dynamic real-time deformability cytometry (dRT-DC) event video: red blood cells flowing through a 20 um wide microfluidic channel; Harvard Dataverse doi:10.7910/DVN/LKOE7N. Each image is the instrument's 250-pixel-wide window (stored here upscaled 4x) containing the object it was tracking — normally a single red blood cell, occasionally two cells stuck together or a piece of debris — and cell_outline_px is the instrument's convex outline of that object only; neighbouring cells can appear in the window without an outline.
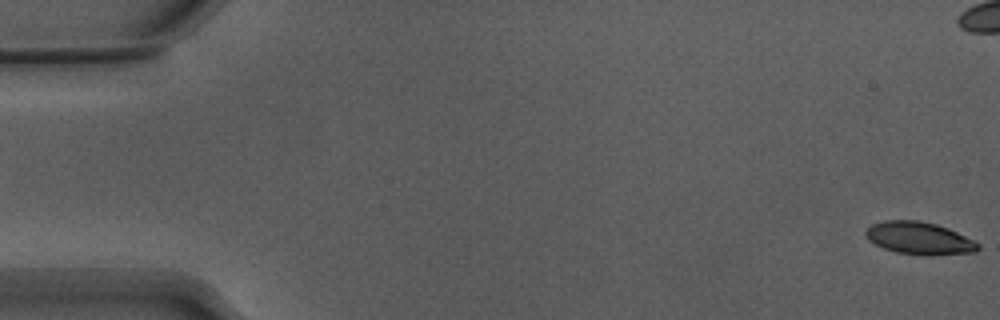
{"species": "Egyptian fruit bat (a non-hibernating species)", "species_latin": "Rousettus aegyptiacus", "temperature_condition": "warm", "stored_images_in_passage": 55, "camera_frame_rate_fps": 3000, "um_per_image_px": 0.085, "animal": {"sex": "male"}, "frame": {"image": 1, "passage_image": 1, "time_ms": 0.0, "image_size_px": [1000, 320], "cell_outline_px": [[980, 248], [976, 252], [928, 256], [924, 256], [896, 252], [884, 248], [868, 240], [864, 232], [872, 224], [884, 220], [916, 220], [936, 224], [948, 228], [976, 240], [980, 244]], "centroid_in_image_um": [78.18, 20.26], "position_along_channel_um": 6.8, "area_um2": 21.5}}
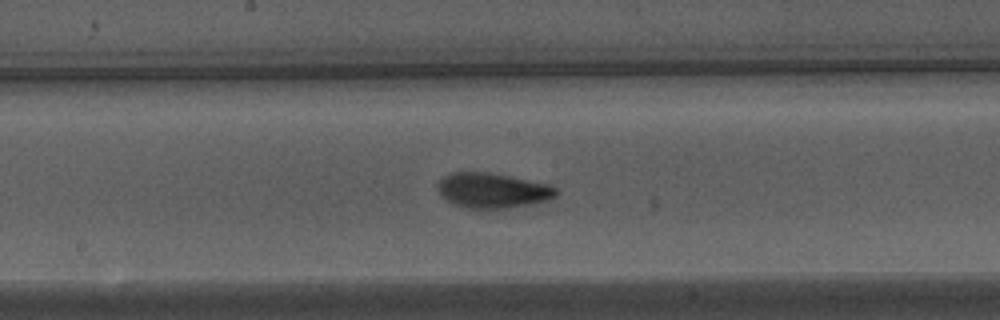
{"frame": {"image": 2, "passage_image": 29, "time_ms": 9.333, "image_size_px": [1000, 320], "cell_outline_px": [[560, 192], [556, 196], [548, 200], [532, 204], [508, 208], [468, 208], [452, 204], [440, 192], [440, 180], [444, 176], [456, 172], [488, 172], [552, 184]], "centroid_in_image_um": [41.97, 16.19], "position_along_channel_um": 206.2, "area_um2": 24.04}}
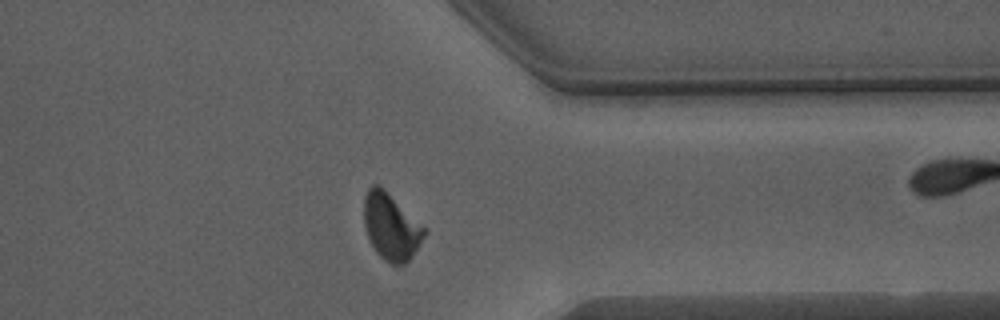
{"frame": {"image": 3, "passage_image": 43, "time_ms": 14.0, "image_size_px": [1000, 320], "cell_outline_px": [[428, 232], [408, 260], [404, 264], [388, 264], [376, 252], [368, 236], [364, 224], [364, 196], [368, 188], [372, 184], [380, 184]], "centroid_in_image_um": [33.21, 19.25], "position_along_channel_um": 378.2, "area_um2": 23.06}, "authors_computed_cell_mechanics": {"area_um2": 23.0044, "velocity_mm_per_s": 3.8378, "shape_relaxation_time_tau1_ms": 3.094, "shape_relaxation_time_tau2_ms": 1.4097, "deformation_change_tau1": 0.1574, "deformation_change_tau2": 0.0785}}